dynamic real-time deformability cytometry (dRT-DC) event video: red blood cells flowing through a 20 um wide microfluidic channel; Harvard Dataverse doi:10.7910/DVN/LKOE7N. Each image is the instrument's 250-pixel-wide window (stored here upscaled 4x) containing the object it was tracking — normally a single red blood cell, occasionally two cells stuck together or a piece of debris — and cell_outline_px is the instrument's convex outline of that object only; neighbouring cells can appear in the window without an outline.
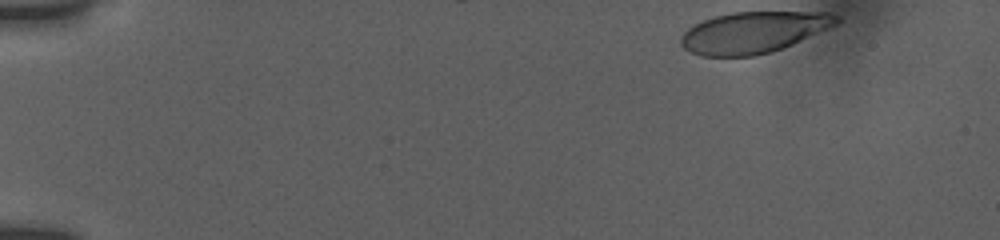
{"species": "human", "species_latin": "Homo sapiens", "temperature_condition": "room temperature", "stored_images_in_passage": 13, "camera_frame_rate_fps": 3000, "um_per_image_px": 0.085, "donor": {"sex": "female"}, "frame": {"image": 1, "passage_image": 1, "time_ms": 0.0, "image_size_px": [1000, 240], "cell_outline_px": [[840, 20], [836, 24], [828, 28], [792, 44], [772, 52], [752, 56], [704, 56], [692, 52], [684, 48], [680, 44], [680, 36], [688, 28], [704, 20], [716, 16], [732, 12], [828, 12], [840, 16]], "centroid_in_image_um": [64.04, 2.74], "position_along_channel_um": 21.0, "area_um2": 37.22}}
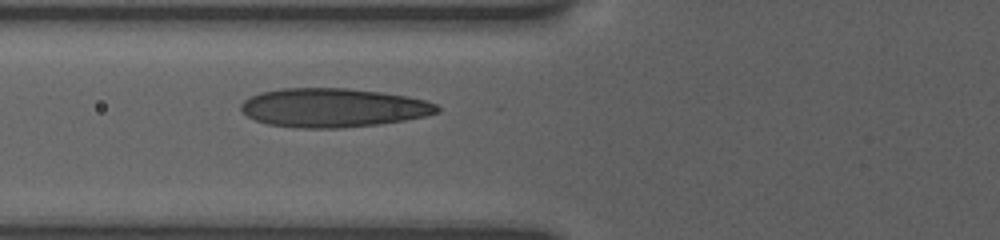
{"frame": {"image": 2, "passage_image": 10, "time_ms": 5.333, "image_size_px": [1000, 240], "cell_outline_px": [[440, 112], [424, 116], [404, 120], [376, 124], [340, 128], [296, 128], [268, 124], [256, 120], [248, 116], [240, 108], [240, 104], [244, 100], [260, 92], [284, 88], [348, 88], [380, 92], [408, 96], [424, 100], [436, 104], [440, 108]], "centroid_in_image_um": [28.31, 9.15], "position_along_channel_um": 97.5, "area_um2": 44.33}}
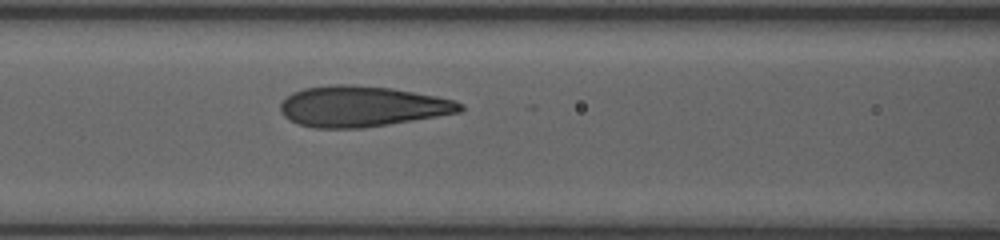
{"frame": {"image": 3, "passage_image": 13, "time_ms": 6.333, "image_size_px": [1000, 240], "cell_outline_px": [[464, 108], [460, 112], [388, 124], [360, 128], [316, 128], [300, 124], [288, 120], [280, 112], [280, 104], [292, 92], [304, 88], [336, 84], [348, 84], [392, 88], [436, 96], [456, 100], [464, 104]], "centroid_in_image_um": [30.76, 9.04], "position_along_channel_um": 135.8, "area_um2": 42.48}}